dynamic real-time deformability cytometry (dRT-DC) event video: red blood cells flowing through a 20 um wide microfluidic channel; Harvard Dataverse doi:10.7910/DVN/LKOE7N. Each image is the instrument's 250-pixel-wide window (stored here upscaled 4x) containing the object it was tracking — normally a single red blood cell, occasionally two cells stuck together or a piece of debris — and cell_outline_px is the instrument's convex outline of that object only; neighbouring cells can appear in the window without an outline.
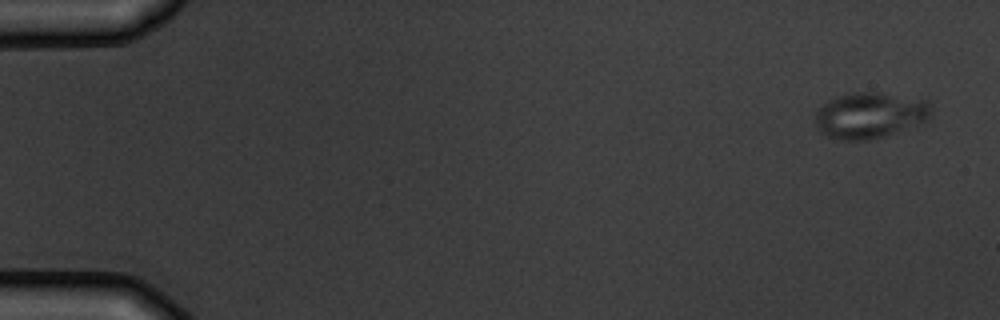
{"species": "common noctule bat (a hibernating species)", "species_latin": "Nyctalus noctula", "temperature_condition": "warm", "stored_images_in_passage": 4, "camera_frame_rate_fps": 3000, "um_per_image_px": 0.085, "animal": {"sex": "male", "body_mass_g": 19.5, "forearm_length_mm": 54.6}, "frame": {"image": 1, "passage_image": 1, "time_ms": 0.0, "image_size_px": [1000, 320], "cell_outline_px": [[932, 112], [924, 120], [892, 132], [868, 140], [836, 140], [820, 132], [816, 128], [816, 112], [828, 100], [848, 92], [876, 92], [928, 100], [932, 108]], "centroid_in_image_um": [73.88, 9.78], "position_along_channel_um": 11.1, "area_um2": 30.52}}